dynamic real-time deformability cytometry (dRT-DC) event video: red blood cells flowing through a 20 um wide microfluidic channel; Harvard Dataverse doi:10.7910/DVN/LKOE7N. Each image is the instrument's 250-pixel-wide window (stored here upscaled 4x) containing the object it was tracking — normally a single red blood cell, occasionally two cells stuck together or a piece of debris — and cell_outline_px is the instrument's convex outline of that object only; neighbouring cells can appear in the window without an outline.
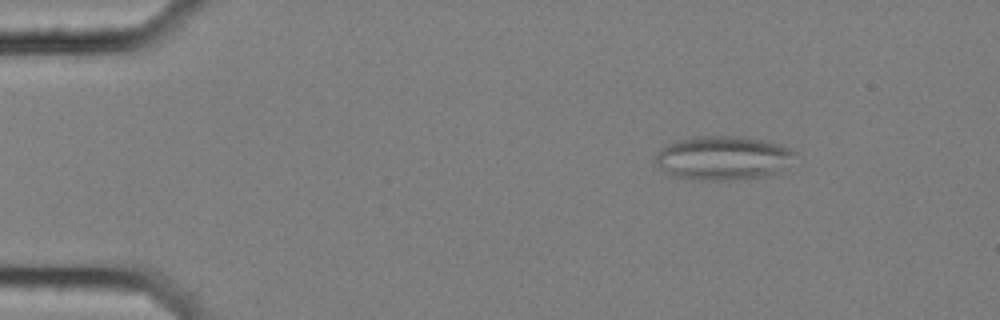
{"species": "common noctule bat (a hibernating species)", "species_latin": "Nyctalus noctula", "temperature_condition": "cold", "stored_images_in_passage": 57, "camera_frame_rate_fps": 3000, "um_per_image_px": 0.085, "animal": {"sex": "female", "body_mass_g": 25.1}, "frame": {"image": 1, "passage_image": 8, "time_ms": 2.333, "image_size_px": [1000, 320], "cell_outline_px": [[796, 152], [780, 172], [760, 176], [736, 180], [692, 180], [676, 176], [660, 168], [656, 164], [656, 156], [672, 140], [692, 136], [736, 136], [764, 140], [780, 144]], "centroid_in_image_um": [61.43, 13.42], "position_along_channel_um": 23.6, "area_um2": 35.49}}
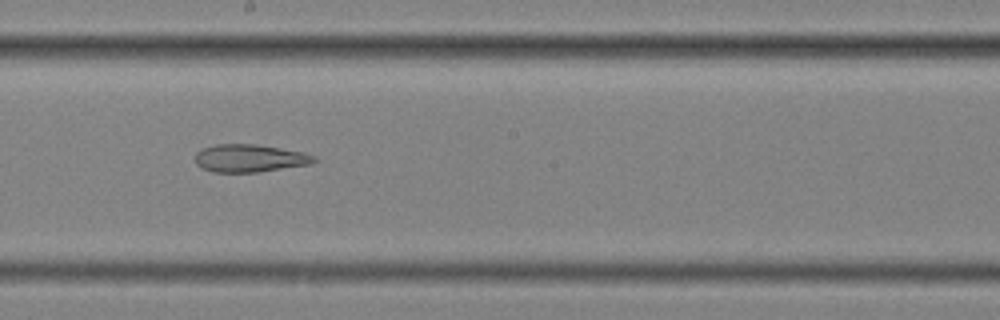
{"frame": {"image": 2, "passage_image": 32, "time_ms": 10.333, "image_size_px": [1000, 320], "cell_outline_px": [[316, 160], [312, 164], [260, 172], [212, 172], [200, 168], [196, 164], [196, 152], [200, 148], [216, 144], [256, 144], [304, 152], [316, 156]], "centroid_in_image_um": [21.21, 13.45], "position_along_channel_um": 227.0, "area_um2": 19.48}}
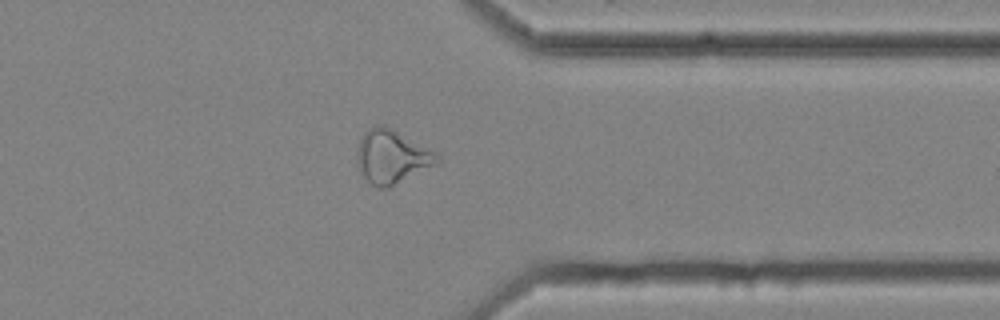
{"frame": {"image": 3, "passage_image": 45, "time_ms": 14.667, "image_size_px": [1000, 320], "cell_outline_px": [[440, 164], [388, 188], [376, 188], [364, 176], [360, 168], [356, 156], [360, 140], [364, 132], [368, 128], [376, 124], [384, 124], [392, 128], [436, 152], [440, 156]], "centroid_in_image_um": [33.35, 13.31], "position_along_channel_um": 378.1, "area_um2": 25.2}, "authors_computed_cell_mechanics": {"area_um2": 26.1256, "velocity_mm_per_s": 3.5693, "shape_relaxation_time_tau1_ms": null, "shape_relaxation_time_tau2_ms": 4.5867, "deformation_change_tau1": null, "deformation_change_tau2": 0.1518}}